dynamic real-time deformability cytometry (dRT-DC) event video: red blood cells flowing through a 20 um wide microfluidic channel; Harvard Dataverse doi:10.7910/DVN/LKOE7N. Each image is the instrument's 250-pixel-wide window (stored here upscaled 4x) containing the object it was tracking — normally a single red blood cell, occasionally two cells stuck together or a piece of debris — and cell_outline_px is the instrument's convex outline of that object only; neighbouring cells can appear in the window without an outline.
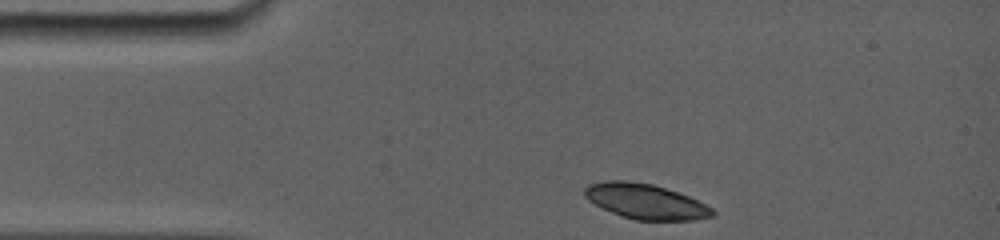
{"species": "common noctule bat (a hibernating species)", "species_latin": "Nyctalus noctula", "temperature_condition": "room temperature", "stored_images_in_passage": 3, "camera_frame_rate_fps": 5000, "um_per_image_px": 0.085, "animal": {"sex": "female", "body_mass_g": 19.0, "forearm_length_mm": 56.7}, "frame": {"image": 1, "passage_image": 1, "time_ms": 0.0, "image_size_px": [1000, 240], "cell_outline_px": [[716, 216], [692, 220], [636, 220], [612, 212], [588, 200], [584, 196], [584, 188], [588, 184], [608, 180], [624, 180], [652, 184], [688, 196], [712, 208], [716, 212]], "centroid_in_image_um": [54.87, 17.12], "position_along_channel_um": 30.1, "area_um2": 25.89}}